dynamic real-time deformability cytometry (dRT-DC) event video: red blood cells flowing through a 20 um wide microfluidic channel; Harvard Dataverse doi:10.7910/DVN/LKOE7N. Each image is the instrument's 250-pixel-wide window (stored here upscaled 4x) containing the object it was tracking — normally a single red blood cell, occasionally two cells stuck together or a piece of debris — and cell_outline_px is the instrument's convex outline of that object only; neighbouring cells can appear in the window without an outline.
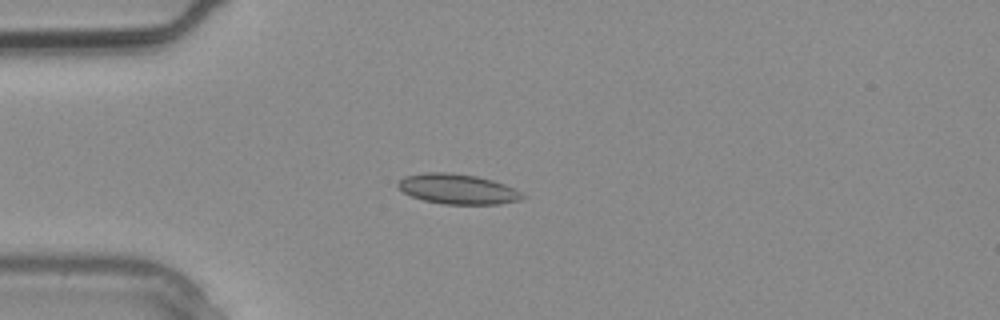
{"species": "common noctule bat (a hibernating species)", "species_latin": "Nyctalus noctula", "temperature_condition": "warm", "stored_images_in_passage": 2, "camera_frame_rate_fps": 3000, "um_per_image_px": 0.085, "animal": {"sex": "male", "body_mass_g": 20.4}, "frame": {"image": 1, "passage_image": 2, "time_ms": 0.333, "image_size_px": [1000, 320], "cell_outline_px": [[528, 196], [520, 200], [500, 204], [444, 204], [424, 200], [412, 196], [404, 192], [396, 184], [404, 176], [428, 172], [448, 172], [476, 176], [492, 180], [516, 188]], "centroid_in_image_um": [38.95, 16.07], "position_along_channel_um": 46.0, "area_um2": 21.85}}